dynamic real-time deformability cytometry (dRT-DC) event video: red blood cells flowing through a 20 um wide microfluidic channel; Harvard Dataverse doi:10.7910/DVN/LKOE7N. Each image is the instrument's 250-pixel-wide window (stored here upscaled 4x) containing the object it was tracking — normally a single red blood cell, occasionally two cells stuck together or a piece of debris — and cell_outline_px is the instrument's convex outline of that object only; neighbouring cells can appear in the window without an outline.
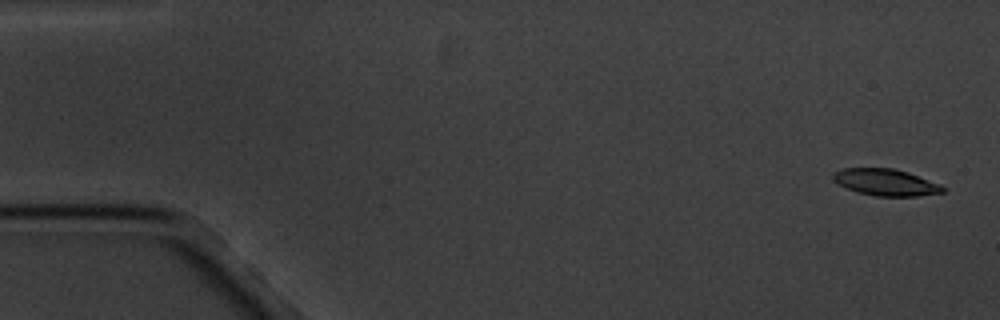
{"species": "common noctule bat (a hibernating species)", "species_latin": "Nyctalus noctula", "temperature_condition": "cold", "stored_images_in_passage": 5, "camera_frame_rate_fps": 3000, "um_per_image_px": 0.085, "animal": {"sex": "male", "body_mass_g": 20.1, "forearm_length_mm": 53.5}, "frame": {"image": 1, "passage_image": 1, "time_ms": 0.0, "image_size_px": [1000, 320], "cell_outline_px": [[944, 192], [920, 196], [876, 196], [856, 192], [832, 180], [832, 172], [844, 168], [892, 168], [908, 172], [940, 184], [944, 188]], "centroid_in_image_um": [75.27, 15.49], "position_along_channel_um": 9.7, "area_um2": 17.05}}
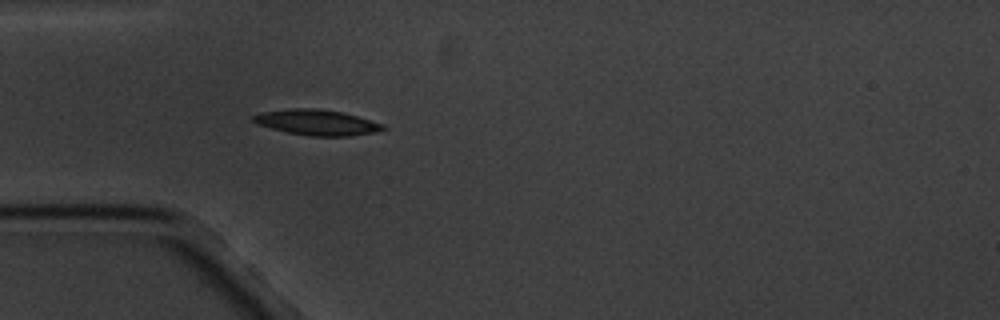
{"frame": {"image": 2, "passage_image": 5, "time_ms": 5.0, "image_size_px": [1000, 320], "cell_outline_px": [[384, 128], [372, 132], [348, 136], [308, 136], [288, 132], [256, 124], [252, 120], [252, 116], [260, 112], [292, 108], [320, 108], [340, 112], [356, 116], [384, 124]], "centroid_in_image_um": [26.86, 10.39], "position_along_channel_um": 58.1, "area_um2": 19.07}}